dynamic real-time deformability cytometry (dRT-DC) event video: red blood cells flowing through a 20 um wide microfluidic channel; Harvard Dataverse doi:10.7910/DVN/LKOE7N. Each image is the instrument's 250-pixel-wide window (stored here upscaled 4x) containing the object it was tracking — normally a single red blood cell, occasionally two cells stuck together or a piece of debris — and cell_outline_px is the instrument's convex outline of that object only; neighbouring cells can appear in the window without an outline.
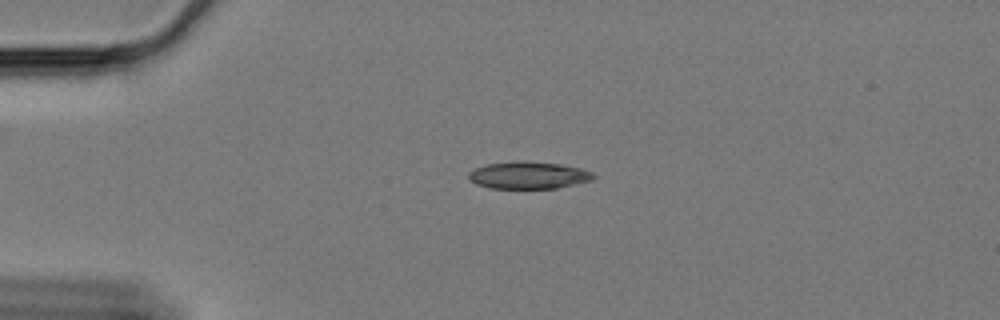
{"species": "Egyptian fruit bat (a non-hibernating species)", "species_latin": "Rousettus aegyptiacus", "temperature_condition": "cold", "stored_images_in_passage": 47, "camera_frame_rate_fps": 3000, "um_per_image_px": 0.085, "animal": {"sex": "female"}, "frame": {"image": 1, "passage_image": 1, "time_ms": 0.0, "image_size_px": [1000, 320], "cell_outline_px": [[596, 176], [592, 180], [556, 188], [492, 188], [476, 184], [468, 180], [468, 172], [484, 164], [524, 160], [564, 164], [580, 168], [592, 172]], "centroid_in_image_um": [44.91, 14.88], "position_along_channel_um": 40.1, "area_um2": 19.94}}
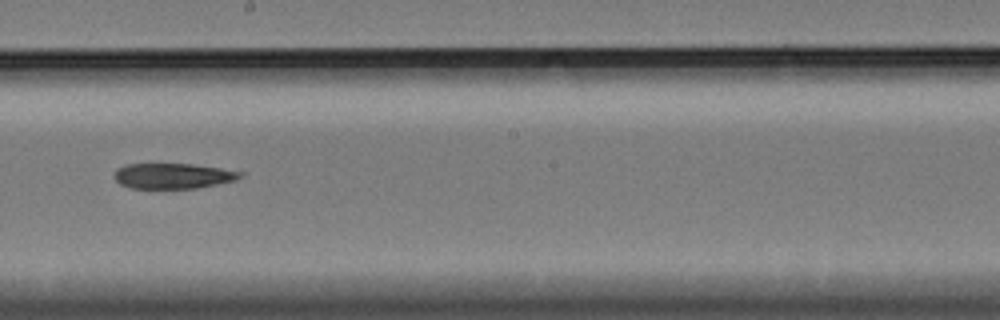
{"frame": {"image": 2, "passage_image": 21, "time_ms": 6.667, "image_size_px": [1000, 320], "cell_outline_px": [[244, 176], [236, 180], [196, 188], [132, 188], [120, 184], [116, 180], [116, 168], [128, 164], [192, 164], [220, 168], [244, 172]], "centroid_in_image_um": [14.74, 14.95], "position_along_channel_um": 233.5, "area_um2": 18.5}}
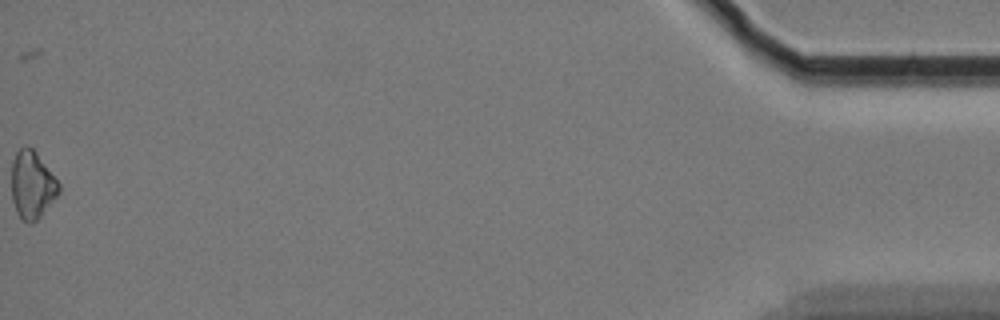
{"frame": {"image": 3, "passage_image": 47, "time_ms": 15.333, "image_size_px": [1000, 320], "cell_outline_px": [[60, 192], [40, 216], [32, 224], [28, 224], [16, 212], [12, 200], [12, 160], [16, 152], [20, 148], [32, 148], [36, 152], [60, 184]], "centroid_in_image_um": [2.72, 15.73], "position_along_channel_um": 432.5, "area_um2": 18.38}, "authors_computed_cell_mechanics": {"area_um2": 20.1144, "velocity_mm_per_s": 3.3577, "shape_relaxation_time_tau1_ms": 8.4631, "shape_relaxation_time_tau2_ms": null, "deformation_change_tau1": 0.0827, "deformation_change_tau2": null}}